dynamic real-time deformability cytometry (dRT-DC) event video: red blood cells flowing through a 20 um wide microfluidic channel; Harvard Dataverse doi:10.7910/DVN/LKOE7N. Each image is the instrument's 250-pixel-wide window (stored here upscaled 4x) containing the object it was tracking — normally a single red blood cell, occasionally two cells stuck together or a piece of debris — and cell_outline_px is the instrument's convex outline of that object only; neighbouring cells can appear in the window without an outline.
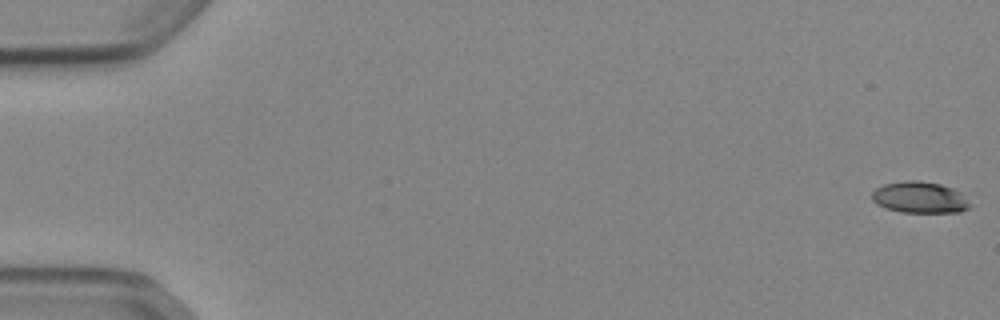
{"species": "Egyptian fruit bat (a non-hibernating species)", "species_latin": "Rousettus aegyptiacus", "temperature_condition": "cold", "stored_images_in_passage": 53, "camera_frame_rate_fps": 3000, "um_per_image_px": 0.085, "animal": {"sex": "female"}, "frame": {"image": 1, "passage_image": 1, "time_ms": 0.0, "image_size_px": [1000, 320], "cell_outline_px": [[968, 208], [960, 212], [900, 212], [876, 204], [872, 200], [872, 192], [876, 188], [884, 184], [908, 180], [920, 180], [940, 184], [952, 188], [968, 204]], "centroid_in_image_um": [78.08, 16.77], "position_along_channel_um": 6.9, "area_um2": 17.46}}
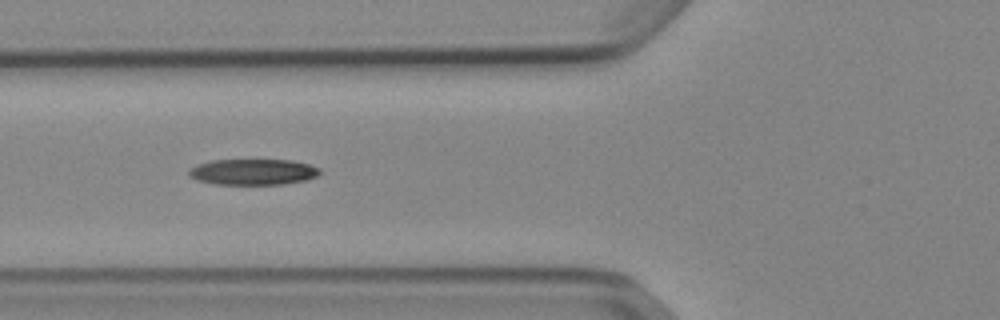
{"frame": {"image": 2, "passage_image": 21, "time_ms": 6.667, "image_size_px": [1000, 320], "cell_outline_px": [[320, 172], [316, 176], [304, 180], [284, 184], [216, 184], [196, 180], [188, 176], [188, 172], [196, 164], [212, 160], [292, 160], [308, 164], [320, 168]], "centroid_in_image_um": [21.48, 14.61], "position_along_channel_um": 104.3, "area_um2": 19.71}}
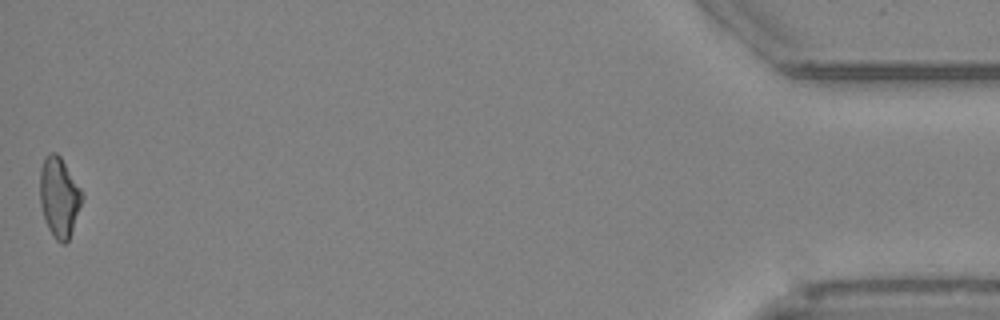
{"frame": {"image": 3, "passage_image": 53, "time_ms": 17.333, "image_size_px": [1000, 320], "cell_outline_px": [[84, 200], [68, 240], [64, 244], [60, 244], [56, 240], [48, 228], [44, 220], [40, 204], [40, 168], [44, 156], [48, 152], [56, 152], [60, 156], [80, 188], [84, 196]], "centroid_in_image_um": [5.02, 16.75], "position_along_channel_um": 430.2, "area_um2": 19.83}, "authors_computed_cell_mechanics": {"area_um2": 19.4786, "velocity_mm_per_s": 3.9114, "shape_relaxation_time_tau1_ms": 10.7624, "shape_relaxation_time_tau2_ms": 7.6442, "deformation_change_tau1": 0.2433, "deformation_change_tau2": 0.1895}}